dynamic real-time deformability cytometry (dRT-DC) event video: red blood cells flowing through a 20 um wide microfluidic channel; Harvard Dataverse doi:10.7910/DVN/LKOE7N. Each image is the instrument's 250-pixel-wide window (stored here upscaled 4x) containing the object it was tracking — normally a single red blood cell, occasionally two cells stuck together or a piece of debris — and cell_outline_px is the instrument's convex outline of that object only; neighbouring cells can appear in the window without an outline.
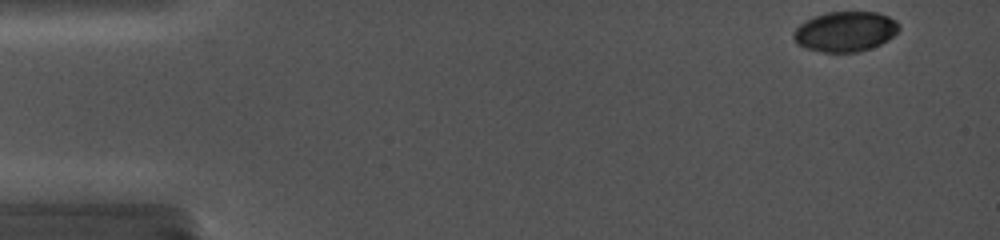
{"species": "common noctule bat (a hibernating species)", "species_latin": "Nyctalus noctula", "temperature_condition": "cold", "stored_images_in_passage": 10, "camera_frame_rate_fps": 5000, "um_per_image_px": 0.085, "animal": {"sex": "female", "body_mass_g": 19.0, "forearm_length_mm": 56.7}, "frame": {"image": 1, "passage_image": 1, "time_ms": 0.0, "image_size_px": [1000, 240], "cell_outline_px": [[900, 28], [888, 40], [880, 44], [856, 52], [824, 52], [804, 48], [796, 44], [792, 36], [796, 28], [800, 24], [816, 16], [828, 12], [876, 12], [888, 16], [896, 20], [900, 24]], "centroid_in_image_um": [71.84, 2.68], "position_along_channel_um": 13.2, "area_um2": 24.51}}